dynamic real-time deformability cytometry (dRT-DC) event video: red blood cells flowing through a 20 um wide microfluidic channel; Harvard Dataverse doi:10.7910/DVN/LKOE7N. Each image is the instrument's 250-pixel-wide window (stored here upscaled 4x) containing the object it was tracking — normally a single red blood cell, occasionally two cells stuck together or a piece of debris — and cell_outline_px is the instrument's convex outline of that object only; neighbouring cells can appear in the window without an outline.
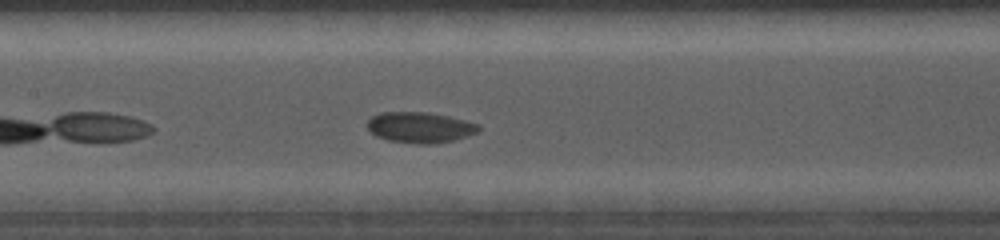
{"species": "common noctule bat (a hibernating species)", "species_latin": "Nyctalus noctula", "temperature_condition": "cold", "stored_images_in_passage": 14, "camera_frame_rate_fps": 5000, "um_per_image_px": 0.085, "animal": {"sex": "female", "body_mass_g": 19.0, "forearm_length_mm": 56.7}, "frame": {"image": 1, "passage_image": 8, "time_ms": 3.8, "image_size_px": [1000, 240], "cell_outline_px": [[480, 128], [476, 132], [468, 136], [436, 144], [420, 144], [388, 140], [376, 136], [368, 128], [368, 120], [372, 116], [380, 112], [424, 112], [448, 116], [480, 124]], "centroid_in_image_um": [35.7, 10.83], "position_along_channel_um": 171.7, "area_um2": 19.83}}